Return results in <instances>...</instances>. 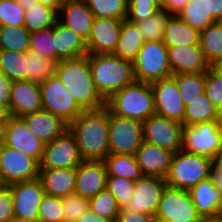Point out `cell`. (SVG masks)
Masks as SVG:
<instances>
[{"mask_svg": "<svg viewBox=\"0 0 222 222\" xmlns=\"http://www.w3.org/2000/svg\"><path fill=\"white\" fill-rule=\"evenodd\" d=\"M55 74L83 111L98 110L105 106V100L95 88L88 55L57 62Z\"/></svg>", "mask_w": 222, "mask_h": 222, "instance_id": "cell-2", "label": "cell"}, {"mask_svg": "<svg viewBox=\"0 0 222 222\" xmlns=\"http://www.w3.org/2000/svg\"><path fill=\"white\" fill-rule=\"evenodd\" d=\"M25 11L16 0H0V26L24 27Z\"/></svg>", "mask_w": 222, "mask_h": 222, "instance_id": "cell-43", "label": "cell"}, {"mask_svg": "<svg viewBox=\"0 0 222 222\" xmlns=\"http://www.w3.org/2000/svg\"><path fill=\"white\" fill-rule=\"evenodd\" d=\"M38 220L40 222H62L65 220L61 198L45 195L39 205Z\"/></svg>", "mask_w": 222, "mask_h": 222, "instance_id": "cell-45", "label": "cell"}, {"mask_svg": "<svg viewBox=\"0 0 222 222\" xmlns=\"http://www.w3.org/2000/svg\"><path fill=\"white\" fill-rule=\"evenodd\" d=\"M107 170L104 161L84 160L77 167L75 193L84 198L95 197L106 188Z\"/></svg>", "mask_w": 222, "mask_h": 222, "instance_id": "cell-21", "label": "cell"}, {"mask_svg": "<svg viewBox=\"0 0 222 222\" xmlns=\"http://www.w3.org/2000/svg\"><path fill=\"white\" fill-rule=\"evenodd\" d=\"M83 160L104 161L110 154L108 143L109 110L83 111L69 125Z\"/></svg>", "mask_w": 222, "mask_h": 222, "instance_id": "cell-1", "label": "cell"}, {"mask_svg": "<svg viewBox=\"0 0 222 222\" xmlns=\"http://www.w3.org/2000/svg\"><path fill=\"white\" fill-rule=\"evenodd\" d=\"M6 125L7 121H0V144L4 141Z\"/></svg>", "mask_w": 222, "mask_h": 222, "instance_id": "cell-61", "label": "cell"}, {"mask_svg": "<svg viewBox=\"0 0 222 222\" xmlns=\"http://www.w3.org/2000/svg\"><path fill=\"white\" fill-rule=\"evenodd\" d=\"M201 222H222V216L218 218H203Z\"/></svg>", "mask_w": 222, "mask_h": 222, "instance_id": "cell-65", "label": "cell"}, {"mask_svg": "<svg viewBox=\"0 0 222 222\" xmlns=\"http://www.w3.org/2000/svg\"><path fill=\"white\" fill-rule=\"evenodd\" d=\"M134 156L144 176L166 178L173 152L143 141Z\"/></svg>", "mask_w": 222, "mask_h": 222, "instance_id": "cell-22", "label": "cell"}, {"mask_svg": "<svg viewBox=\"0 0 222 222\" xmlns=\"http://www.w3.org/2000/svg\"><path fill=\"white\" fill-rule=\"evenodd\" d=\"M189 0H165L163 10L170 15H178Z\"/></svg>", "mask_w": 222, "mask_h": 222, "instance_id": "cell-52", "label": "cell"}, {"mask_svg": "<svg viewBox=\"0 0 222 222\" xmlns=\"http://www.w3.org/2000/svg\"><path fill=\"white\" fill-rule=\"evenodd\" d=\"M55 61L88 55L86 41L59 20L53 26Z\"/></svg>", "mask_w": 222, "mask_h": 222, "instance_id": "cell-26", "label": "cell"}, {"mask_svg": "<svg viewBox=\"0 0 222 222\" xmlns=\"http://www.w3.org/2000/svg\"><path fill=\"white\" fill-rule=\"evenodd\" d=\"M58 20V12L38 2L25 11L24 28L29 31H38L51 28Z\"/></svg>", "mask_w": 222, "mask_h": 222, "instance_id": "cell-34", "label": "cell"}, {"mask_svg": "<svg viewBox=\"0 0 222 222\" xmlns=\"http://www.w3.org/2000/svg\"><path fill=\"white\" fill-rule=\"evenodd\" d=\"M212 165L217 169L222 171V149L214 155L212 160Z\"/></svg>", "mask_w": 222, "mask_h": 222, "instance_id": "cell-57", "label": "cell"}, {"mask_svg": "<svg viewBox=\"0 0 222 222\" xmlns=\"http://www.w3.org/2000/svg\"><path fill=\"white\" fill-rule=\"evenodd\" d=\"M61 203L63 205L65 219L73 221H77L89 207V199L75 192L61 198Z\"/></svg>", "mask_w": 222, "mask_h": 222, "instance_id": "cell-47", "label": "cell"}, {"mask_svg": "<svg viewBox=\"0 0 222 222\" xmlns=\"http://www.w3.org/2000/svg\"><path fill=\"white\" fill-rule=\"evenodd\" d=\"M18 4L24 9V11H27L30 9L31 6H35L36 3H38V0H16Z\"/></svg>", "mask_w": 222, "mask_h": 222, "instance_id": "cell-58", "label": "cell"}, {"mask_svg": "<svg viewBox=\"0 0 222 222\" xmlns=\"http://www.w3.org/2000/svg\"><path fill=\"white\" fill-rule=\"evenodd\" d=\"M13 81L0 72V105L10 110L11 86Z\"/></svg>", "mask_w": 222, "mask_h": 222, "instance_id": "cell-51", "label": "cell"}, {"mask_svg": "<svg viewBox=\"0 0 222 222\" xmlns=\"http://www.w3.org/2000/svg\"><path fill=\"white\" fill-rule=\"evenodd\" d=\"M38 178L45 195L63 198L75 191L77 168L40 169Z\"/></svg>", "mask_w": 222, "mask_h": 222, "instance_id": "cell-25", "label": "cell"}, {"mask_svg": "<svg viewBox=\"0 0 222 222\" xmlns=\"http://www.w3.org/2000/svg\"><path fill=\"white\" fill-rule=\"evenodd\" d=\"M123 20L94 18L92 29L86 42L88 54H113Z\"/></svg>", "mask_w": 222, "mask_h": 222, "instance_id": "cell-18", "label": "cell"}, {"mask_svg": "<svg viewBox=\"0 0 222 222\" xmlns=\"http://www.w3.org/2000/svg\"><path fill=\"white\" fill-rule=\"evenodd\" d=\"M53 26L33 31L30 35V50L48 59L55 60Z\"/></svg>", "mask_w": 222, "mask_h": 222, "instance_id": "cell-42", "label": "cell"}, {"mask_svg": "<svg viewBox=\"0 0 222 222\" xmlns=\"http://www.w3.org/2000/svg\"><path fill=\"white\" fill-rule=\"evenodd\" d=\"M216 121L222 126V102L215 107Z\"/></svg>", "mask_w": 222, "mask_h": 222, "instance_id": "cell-60", "label": "cell"}, {"mask_svg": "<svg viewBox=\"0 0 222 222\" xmlns=\"http://www.w3.org/2000/svg\"><path fill=\"white\" fill-rule=\"evenodd\" d=\"M199 44L210 67L222 60V21L200 31Z\"/></svg>", "mask_w": 222, "mask_h": 222, "instance_id": "cell-30", "label": "cell"}, {"mask_svg": "<svg viewBox=\"0 0 222 222\" xmlns=\"http://www.w3.org/2000/svg\"><path fill=\"white\" fill-rule=\"evenodd\" d=\"M143 141L173 153L182 150L183 124L153 114L143 123Z\"/></svg>", "mask_w": 222, "mask_h": 222, "instance_id": "cell-13", "label": "cell"}, {"mask_svg": "<svg viewBox=\"0 0 222 222\" xmlns=\"http://www.w3.org/2000/svg\"><path fill=\"white\" fill-rule=\"evenodd\" d=\"M207 12L218 22L222 21V0H206Z\"/></svg>", "mask_w": 222, "mask_h": 222, "instance_id": "cell-53", "label": "cell"}, {"mask_svg": "<svg viewBox=\"0 0 222 222\" xmlns=\"http://www.w3.org/2000/svg\"><path fill=\"white\" fill-rule=\"evenodd\" d=\"M222 149V126L217 121L183 126L182 150L213 160Z\"/></svg>", "mask_w": 222, "mask_h": 222, "instance_id": "cell-7", "label": "cell"}, {"mask_svg": "<svg viewBox=\"0 0 222 222\" xmlns=\"http://www.w3.org/2000/svg\"><path fill=\"white\" fill-rule=\"evenodd\" d=\"M156 222H201L187 190L166 186L154 215Z\"/></svg>", "mask_w": 222, "mask_h": 222, "instance_id": "cell-9", "label": "cell"}, {"mask_svg": "<svg viewBox=\"0 0 222 222\" xmlns=\"http://www.w3.org/2000/svg\"><path fill=\"white\" fill-rule=\"evenodd\" d=\"M21 118L29 130L45 144L53 141L68 128V124L62 119L45 110L29 113Z\"/></svg>", "mask_w": 222, "mask_h": 222, "instance_id": "cell-27", "label": "cell"}, {"mask_svg": "<svg viewBox=\"0 0 222 222\" xmlns=\"http://www.w3.org/2000/svg\"><path fill=\"white\" fill-rule=\"evenodd\" d=\"M135 182L125 177L107 176L106 188L115 197L117 204L123 208L130 200Z\"/></svg>", "mask_w": 222, "mask_h": 222, "instance_id": "cell-44", "label": "cell"}, {"mask_svg": "<svg viewBox=\"0 0 222 222\" xmlns=\"http://www.w3.org/2000/svg\"><path fill=\"white\" fill-rule=\"evenodd\" d=\"M202 218L222 216V193L209 178L188 190Z\"/></svg>", "mask_w": 222, "mask_h": 222, "instance_id": "cell-24", "label": "cell"}, {"mask_svg": "<svg viewBox=\"0 0 222 222\" xmlns=\"http://www.w3.org/2000/svg\"><path fill=\"white\" fill-rule=\"evenodd\" d=\"M132 62L136 81L152 83L172 76L167 46L162 41H145Z\"/></svg>", "mask_w": 222, "mask_h": 222, "instance_id": "cell-6", "label": "cell"}, {"mask_svg": "<svg viewBox=\"0 0 222 222\" xmlns=\"http://www.w3.org/2000/svg\"><path fill=\"white\" fill-rule=\"evenodd\" d=\"M145 40L136 24L123 20L121 32L113 55L133 61Z\"/></svg>", "mask_w": 222, "mask_h": 222, "instance_id": "cell-29", "label": "cell"}, {"mask_svg": "<svg viewBox=\"0 0 222 222\" xmlns=\"http://www.w3.org/2000/svg\"><path fill=\"white\" fill-rule=\"evenodd\" d=\"M9 186L12 192L14 216L38 220L39 205L45 196L40 179L15 182Z\"/></svg>", "mask_w": 222, "mask_h": 222, "instance_id": "cell-16", "label": "cell"}, {"mask_svg": "<svg viewBox=\"0 0 222 222\" xmlns=\"http://www.w3.org/2000/svg\"><path fill=\"white\" fill-rule=\"evenodd\" d=\"M171 15L159 10L152 16L135 23L145 41H162L166 23Z\"/></svg>", "mask_w": 222, "mask_h": 222, "instance_id": "cell-40", "label": "cell"}, {"mask_svg": "<svg viewBox=\"0 0 222 222\" xmlns=\"http://www.w3.org/2000/svg\"><path fill=\"white\" fill-rule=\"evenodd\" d=\"M30 35L24 27L0 26V50L26 53L30 50Z\"/></svg>", "mask_w": 222, "mask_h": 222, "instance_id": "cell-36", "label": "cell"}, {"mask_svg": "<svg viewBox=\"0 0 222 222\" xmlns=\"http://www.w3.org/2000/svg\"><path fill=\"white\" fill-rule=\"evenodd\" d=\"M104 163L107 176L125 177L134 182L143 176L134 155L109 154Z\"/></svg>", "mask_w": 222, "mask_h": 222, "instance_id": "cell-31", "label": "cell"}, {"mask_svg": "<svg viewBox=\"0 0 222 222\" xmlns=\"http://www.w3.org/2000/svg\"><path fill=\"white\" fill-rule=\"evenodd\" d=\"M172 75L183 73H206L207 63L200 45L167 47Z\"/></svg>", "mask_w": 222, "mask_h": 222, "instance_id": "cell-19", "label": "cell"}, {"mask_svg": "<svg viewBox=\"0 0 222 222\" xmlns=\"http://www.w3.org/2000/svg\"><path fill=\"white\" fill-rule=\"evenodd\" d=\"M10 116V111L5 106L0 105V121H8Z\"/></svg>", "mask_w": 222, "mask_h": 222, "instance_id": "cell-59", "label": "cell"}, {"mask_svg": "<svg viewBox=\"0 0 222 222\" xmlns=\"http://www.w3.org/2000/svg\"><path fill=\"white\" fill-rule=\"evenodd\" d=\"M159 10L152 0H129L126 20L135 24L147 19Z\"/></svg>", "mask_w": 222, "mask_h": 222, "instance_id": "cell-46", "label": "cell"}, {"mask_svg": "<svg viewBox=\"0 0 222 222\" xmlns=\"http://www.w3.org/2000/svg\"><path fill=\"white\" fill-rule=\"evenodd\" d=\"M210 179L222 193V171L217 170L213 165L211 166L210 170Z\"/></svg>", "mask_w": 222, "mask_h": 222, "instance_id": "cell-55", "label": "cell"}, {"mask_svg": "<svg viewBox=\"0 0 222 222\" xmlns=\"http://www.w3.org/2000/svg\"><path fill=\"white\" fill-rule=\"evenodd\" d=\"M172 77L176 80L184 105L204 93L205 73H183L172 75Z\"/></svg>", "mask_w": 222, "mask_h": 222, "instance_id": "cell-37", "label": "cell"}, {"mask_svg": "<svg viewBox=\"0 0 222 222\" xmlns=\"http://www.w3.org/2000/svg\"><path fill=\"white\" fill-rule=\"evenodd\" d=\"M88 58L95 88L105 101L135 81L132 61L113 54H88Z\"/></svg>", "mask_w": 222, "mask_h": 222, "instance_id": "cell-3", "label": "cell"}, {"mask_svg": "<svg viewBox=\"0 0 222 222\" xmlns=\"http://www.w3.org/2000/svg\"><path fill=\"white\" fill-rule=\"evenodd\" d=\"M155 113L183 123L185 105L180 97L176 80L170 76L151 83Z\"/></svg>", "mask_w": 222, "mask_h": 222, "instance_id": "cell-17", "label": "cell"}, {"mask_svg": "<svg viewBox=\"0 0 222 222\" xmlns=\"http://www.w3.org/2000/svg\"><path fill=\"white\" fill-rule=\"evenodd\" d=\"M66 0H38L43 5L49 6L59 12Z\"/></svg>", "mask_w": 222, "mask_h": 222, "instance_id": "cell-56", "label": "cell"}, {"mask_svg": "<svg viewBox=\"0 0 222 222\" xmlns=\"http://www.w3.org/2000/svg\"><path fill=\"white\" fill-rule=\"evenodd\" d=\"M0 72L12 81L26 80V53L0 50Z\"/></svg>", "mask_w": 222, "mask_h": 222, "instance_id": "cell-38", "label": "cell"}, {"mask_svg": "<svg viewBox=\"0 0 222 222\" xmlns=\"http://www.w3.org/2000/svg\"><path fill=\"white\" fill-rule=\"evenodd\" d=\"M108 143L110 154L135 155L143 143L142 122L109 112Z\"/></svg>", "mask_w": 222, "mask_h": 222, "instance_id": "cell-10", "label": "cell"}, {"mask_svg": "<svg viewBox=\"0 0 222 222\" xmlns=\"http://www.w3.org/2000/svg\"><path fill=\"white\" fill-rule=\"evenodd\" d=\"M200 32L185 23L178 15H171L166 23L162 42L167 46L200 45Z\"/></svg>", "mask_w": 222, "mask_h": 222, "instance_id": "cell-28", "label": "cell"}, {"mask_svg": "<svg viewBox=\"0 0 222 222\" xmlns=\"http://www.w3.org/2000/svg\"><path fill=\"white\" fill-rule=\"evenodd\" d=\"M115 222H156V220L150 214L120 210Z\"/></svg>", "mask_w": 222, "mask_h": 222, "instance_id": "cell-50", "label": "cell"}, {"mask_svg": "<svg viewBox=\"0 0 222 222\" xmlns=\"http://www.w3.org/2000/svg\"><path fill=\"white\" fill-rule=\"evenodd\" d=\"M166 186L165 178L143 175L135 181L130 200L120 210L154 216Z\"/></svg>", "mask_w": 222, "mask_h": 222, "instance_id": "cell-14", "label": "cell"}, {"mask_svg": "<svg viewBox=\"0 0 222 222\" xmlns=\"http://www.w3.org/2000/svg\"><path fill=\"white\" fill-rule=\"evenodd\" d=\"M210 121H216V111L205 93L188 101V104L185 105L183 126Z\"/></svg>", "mask_w": 222, "mask_h": 222, "instance_id": "cell-33", "label": "cell"}, {"mask_svg": "<svg viewBox=\"0 0 222 222\" xmlns=\"http://www.w3.org/2000/svg\"><path fill=\"white\" fill-rule=\"evenodd\" d=\"M212 68L222 76V60H219Z\"/></svg>", "mask_w": 222, "mask_h": 222, "instance_id": "cell-63", "label": "cell"}, {"mask_svg": "<svg viewBox=\"0 0 222 222\" xmlns=\"http://www.w3.org/2000/svg\"><path fill=\"white\" fill-rule=\"evenodd\" d=\"M178 16L199 32L217 22L207 12L206 0H189Z\"/></svg>", "mask_w": 222, "mask_h": 222, "instance_id": "cell-35", "label": "cell"}, {"mask_svg": "<svg viewBox=\"0 0 222 222\" xmlns=\"http://www.w3.org/2000/svg\"><path fill=\"white\" fill-rule=\"evenodd\" d=\"M83 161L75 136L67 128L53 141L45 144L40 169L77 168Z\"/></svg>", "mask_w": 222, "mask_h": 222, "instance_id": "cell-12", "label": "cell"}, {"mask_svg": "<svg viewBox=\"0 0 222 222\" xmlns=\"http://www.w3.org/2000/svg\"><path fill=\"white\" fill-rule=\"evenodd\" d=\"M62 222H77V221H73V220H67V219H65V220H63Z\"/></svg>", "mask_w": 222, "mask_h": 222, "instance_id": "cell-66", "label": "cell"}, {"mask_svg": "<svg viewBox=\"0 0 222 222\" xmlns=\"http://www.w3.org/2000/svg\"><path fill=\"white\" fill-rule=\"evenodd\" d=\"M9 222H40L39 220H29V219H23L18 216H14Z\"/></svg>", "mask_w": 222, "mask_h": 222, "instance_id": "cell-62", "label": "cell"}, {"mask_svg": "<svg viewBox=\"0 0 222 222\" xmlns=\"http://www.w3.org/2000/svg\"><path fill=\"white\" fill-rule=\"evenodd\" d=\"M211 166L212 160L179 150L173 153L170 170L165 178L167 186L188 191L210 178Z\"/></svg>", "mask_w": 222, "mask_h": 222, "instance_id": "cell-5", "label": "cell"}, {"mask_svg": "<svg viewBox=\"0 0 222 222\" xmlns=\"http://www.w3.org/2000/svg\"><path fill=\"white\" fill-rule=\"evenodd\" d=\"M94 18L85 0H66L58 12V20L79 34L86 42L90 35Z\"/></svg>", "mask_w": 222, "mask_h": 222, "instance_id": "cell-23", "label": "cell"}, {"mask_svg": "<svg viewBox=\"0 0 222 222\" xmlns=\"http://www.w3.org/2000/svg\"><path fill=\"white\" fill-rule=\"evenodd\" d=\"M89 207L100 217L109 220H116L121 209L115 197L107 188L103 189L95 197L89 199Z\"/></svg>", "mask_w": 222, "mask_h": 222, "instance_id": "cell-41", "label": "cell"}, {"mask_svg": "<svg viewBox=\"0 0 222 222\" xmlns=\"http://www.w3.org/2000/svg\"><path fill=\"white\" fill-rule=\"evenodd\" d=\"M204 93L215 107L222 102V76L212 67L205 73Z\"/></svg>", "mask_w": 222, "mask_h": 222, "instance_id": "cell-48", "label": "cell"}, {"mask_svg": "<svg viewBox=\"0 0 222 222\" xmlns=\"http://www.w3.org/2000/svg\"><path fill=\"white\" fill-rule=\"evenodd\" d=\"M95 18L126 20L129 0H85Z\"/></svg>", "mask_w": 222, "mask_h": 222, "instance_id": "cell-39", "label": "cell"}, {"mask_svg": "<svg viewBox=\"0 0 222 222\" xmlns=\"http://www.w3.org/2000/svg\"><path fill=\"white\" fill-rule=\"evenodd\" d=\"M41 90L42 110L70 124L83 110L79 107L66 85L55 74L39 84Z\"/></svg>", "mask_w": 222, "mask_h": 222, "instance_id": "cell-8", "label": "cell"}, {"mask_svg": "<svg viewBox=\"0 0 222 222\" xmlns=\"http://www.w3.org/2000/svg\"><path fill=\"white\" fill-rule=\"evenodd\" d=\"M56 65L57 61L28 50L26 52V80L41 84L47 78L55 75Z\"/></svg>", "mask_w": 222, "mask_h": 222, "instance_id": "cell-32", "label": "cell"}, {"mask_svg": "<svg viewBox=\"0 0 222 222\" xmlns=\"http://www.w3.org/2000/svg\"><path fill=\"white\" fill-rule=\"evenodd\" d=\"M152 2H153L154 5H156L160 10H163L165 0H152Z\"/></svg>", "mask_w": 222, "mask_h": 222, "instance_id": "cell-64", "label": "cell"}, {"mask_svg": "<svg viewBox=\"0 0 222 222\" xmlns=\"http://www.w3.org/2000/svg\"><path fill=\"white\" fill-rule=\"evenodd\" d=\"M14 217L13 198L9 185H0V222H9Z\"/></svg>", "mask_w": 222, "mask_h": 222, "instance_id": "cell-49", "label": "cell"}, {"mask_svg": "<svg viewBox=\"0 0 222 222\" xmlns=\"http://www.w3.org/2000/svg\"><path fill=\"white\" fill-rule=\"evenodd\" d=\"M77 222H115V220H109L104 217H100L90 207L82 214Z\"/></svg>", "mask_w": 222, "mask_h": 222, "instance_id": "cell-54", "label": "cell"}, {"mask_svg": "<svg viewBox=\"0 0 222 222\" xmlns=\"http://www.w3.org/2000/svg\"><path fill=\"white\" fill-rule=\"evenodd\" d=\"M40 164L23 152L0 144V185L29 181L39 177Z\"/></svg>", "mask_w": 222, "mask_h": 222, "instance_id": "cell-11", "label": "cell"}, {"mask_svg": "<svg viewBox=\"0 0 222 222\" xmlns=\"http://www.w3.org/2000/svg\"><path fill=\"white\" fill-rule=\"evenodd\" d=\"M42 110L40 86L28 80L13 81L10 96V115H23Z\"/></svg>", "mask_w": 222, "mask_h": 222, "instance_id": "cell-20", "label": "cell"}, {"mask_svg": "<svg viewBox=\"0 0 222 222\" xmlns=\"http://www.w3.org/2000/svg\"><path fill=\"white\" fill-rule=\"evenodd\" d=\"M105 107L110 113L120 117L144 122L155 114L154 94L151 83L134 81L106 101Z\"/></svg>", "mask_w": 222, "mask_h": 222, "instance_id": "cell-4", "label": "cell"}, {"mask_svg": "<svg viewBox=\"0 0 222 222\" xmlns=\"http://www.w3.org/2000/svg\"><path fill=\"white\" fill-rule=\"evenodd\" d=\"M3 144L23 152L39 164L42 161L45 143L29 130L21 117L10 116L7 121Z\"/></svg>", "mask_w": 222, "mask_h": 222, "instance_id": "cell-15", "label": "cell"}]
</instances>
